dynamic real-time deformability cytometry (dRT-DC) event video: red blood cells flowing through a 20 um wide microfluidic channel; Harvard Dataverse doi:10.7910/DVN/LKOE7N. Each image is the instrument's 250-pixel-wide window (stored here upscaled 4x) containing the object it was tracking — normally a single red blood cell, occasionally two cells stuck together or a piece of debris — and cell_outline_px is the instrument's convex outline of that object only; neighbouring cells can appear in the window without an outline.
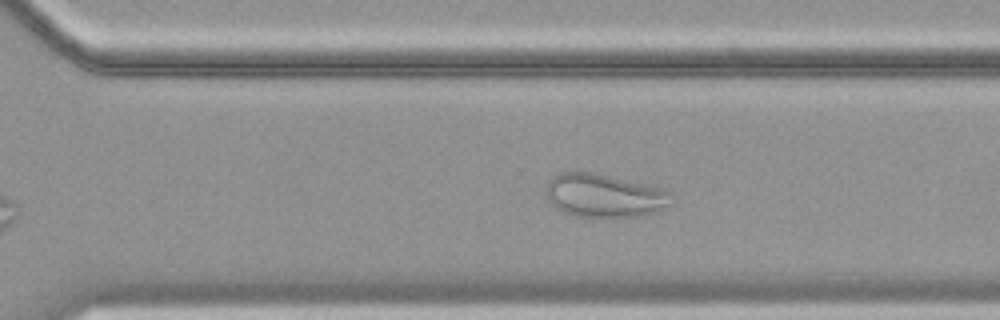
{"species": "common noctule bat (a hibernating species)", "species_latin": "Nyctalus noctula", "temperature_condition": "cold", "stored_images_in_passage": 45, "camera_frame_rate_fps": 3000, "um_per_image_px": 0.085, "animal": {"sex": "female", "body_mass_g": 19.9}, "frame": {"image": 1, "passage_image": 32, "time_ms": 10.333, "image_size_px": [1000, 320], "cell_outline_px": [[672, 192], [668, 204], [660, 212], [644, 216], [572, 216], [556, 208], [548, 200], [544, 192], [548, 180], [552, 176], [560, 172], [576, 168], [596, 172], [660, 188]], "centroid_in_image_um": [51.28, 16.58], "position_along_channel_um": 319.3, "area_um2": 32.31}}